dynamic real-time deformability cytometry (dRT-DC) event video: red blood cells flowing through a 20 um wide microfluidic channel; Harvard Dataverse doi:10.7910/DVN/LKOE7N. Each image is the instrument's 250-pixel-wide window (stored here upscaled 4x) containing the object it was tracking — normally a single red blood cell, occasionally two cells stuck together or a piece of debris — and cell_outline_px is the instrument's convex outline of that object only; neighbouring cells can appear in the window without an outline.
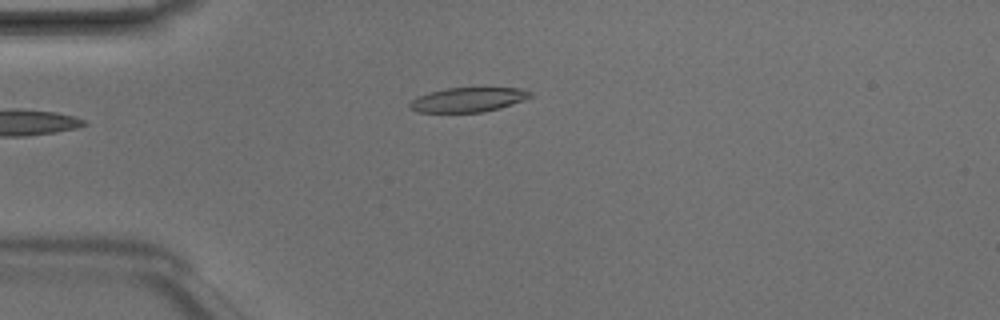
{"species": "Egyptian fruit bat (a non-hibernating species)", "species_latin": "Rousettus aegyptiacus", "temperature_condition": "room temperature", "stored_images_in_passage": 5, "camera_frame_rate_fps": 3000, "um_per_image_px": 0.085, "animal": {"sex": "male"}, "frame": {"image": 1, "passage_image": 3, "time_ms": 0.667, "image_size_px": [1000, 320], "cell_outline_px": [[532, 96], [524, 100], [500, 108], [484, 112], [416, 112], [408, 108], [408, 104], [416, 96], [428, 92], [448, 88], [520, 88], [532, 92]], "centroid_in_image_um": [39.75, 8.48], "position_along_channel_um": 45.3, "area_um2": 17.28}}